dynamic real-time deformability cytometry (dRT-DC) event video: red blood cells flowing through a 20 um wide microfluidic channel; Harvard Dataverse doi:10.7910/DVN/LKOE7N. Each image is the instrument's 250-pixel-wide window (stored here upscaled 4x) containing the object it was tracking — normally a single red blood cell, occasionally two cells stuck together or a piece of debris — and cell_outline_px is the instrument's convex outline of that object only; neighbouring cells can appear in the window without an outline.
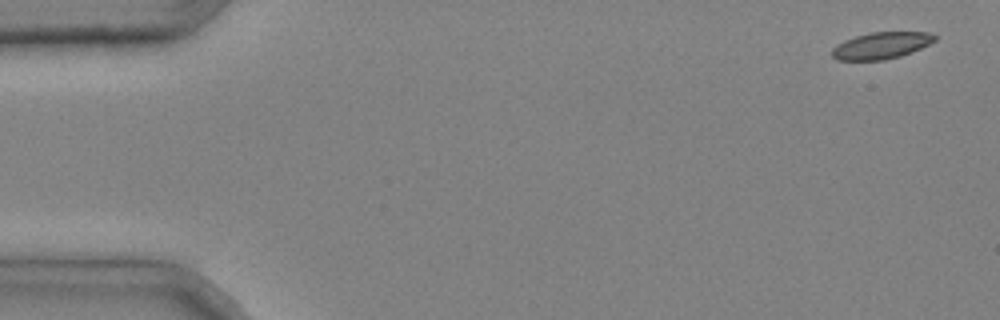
{"species": "common noctule bat (a hibernating species)", "species_latin": "Nyctalus noctula", "temperature_condition": "cold", "stored_images_in_passage": 5, "camera_frame_rate_fps": 3000, "um_per_image_px": 0.085, "animal": {"sex": "male", "body_mass_g": 20.4}, "frame": {"image": 1, "passage_image": 1, "time_ms": 0.0, "image_size_px": [1000, 320], "cell_outline_px": [[936, 40], [912, 52], [900, 56], [884, 60], [836, 60], [832, 56], [832, 48], [836, 44], [844, 40], [856, 36], [872, 32], [932, 32], [936, 36]], "centroid_in_image_um": [74.89, 3.87], "position_along_channel_um": 10.1, "area_um2": 16.01}}